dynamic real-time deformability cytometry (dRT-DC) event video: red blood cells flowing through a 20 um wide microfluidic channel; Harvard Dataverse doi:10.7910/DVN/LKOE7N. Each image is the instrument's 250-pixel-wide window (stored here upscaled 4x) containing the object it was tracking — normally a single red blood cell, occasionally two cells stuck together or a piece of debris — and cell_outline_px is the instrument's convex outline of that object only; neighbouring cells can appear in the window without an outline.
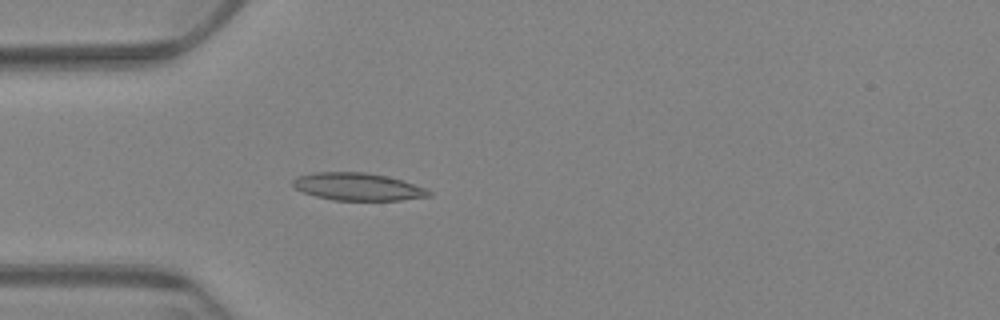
{"species": "Egyptian fruit bat (a non-hibernating species)", "species_latin": "Rousettus aegyptiacus", "temperature_condition": "warm", "stored_images_in_passage": 60, "camera_frame_rate_fps": 3000, "um_per_image_px": 0.085, "animal": {"sex": "female"}, "frame": {"image": 1, "passage_image": 17, "time_ms": 5.333, "image_size_px": [1000, 320], "cell_outline_px": [[432, 196], [400, 200], [332, 200], [316, 196], [304, 192], [296, 188], [292, 184], [292, 180], [296, 176], [312, 172], [364, 172], [388, 176], [424, 188], [432, 192]], "centroid_in_image_um": [30.38, 15.86], "position_along_channel_um": 54.6, "area_um2": 21.73}}
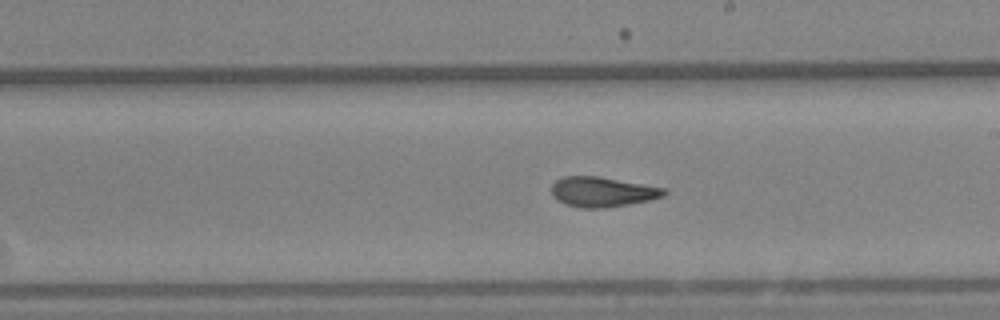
{"frame": {"image": 2, "passage_image": 34, "time_ms": 11.0, "image_size_px": [1000, 320], "cell_outline_px": [[668, 192], [664, 196], [648, 200], [608, 208], [580, 208], [556, 200], [552, 196], [552, 184], [556, 180], [564, 176], [600, 176], [668, 188]], "centroid_in_image_um": [51.23, 16.3], "position_along_channel_um": 237.8, "area_um2": 19.88}}
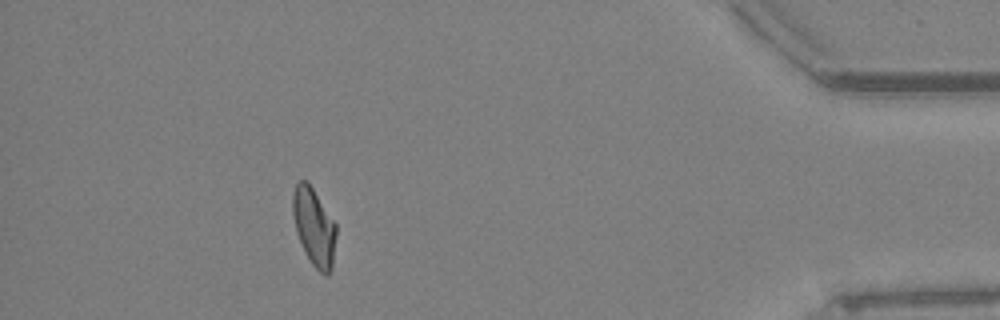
{"frame": {"image": 3, "passage_image": 54, "time_ms": 17.667, "image_size_px": [1000, 320], "cell_outline_px": [[336, 236], [332, 268], [328, 276], [324, 276], [312, 264], [296, 232], [292, 212], [292, 192], [296, 184], [300, 180], [308, 180], [336, 224]], "centroid_in_image_um": [26.69, 19.26], "position_along_channel_um": 408.5, "area_um2": 19.65}, "authors_computed_cell_mechanics": {"area_um2": 20.1722, "velocity_mm_per_s": 3.3554, "shape_relaxation_time_tau1_ms": null, "shape_relaxation_time_tau2_ms": 1.5168, "deformation_change_tau1": null, "deformation_change_tau2": 0.081}}